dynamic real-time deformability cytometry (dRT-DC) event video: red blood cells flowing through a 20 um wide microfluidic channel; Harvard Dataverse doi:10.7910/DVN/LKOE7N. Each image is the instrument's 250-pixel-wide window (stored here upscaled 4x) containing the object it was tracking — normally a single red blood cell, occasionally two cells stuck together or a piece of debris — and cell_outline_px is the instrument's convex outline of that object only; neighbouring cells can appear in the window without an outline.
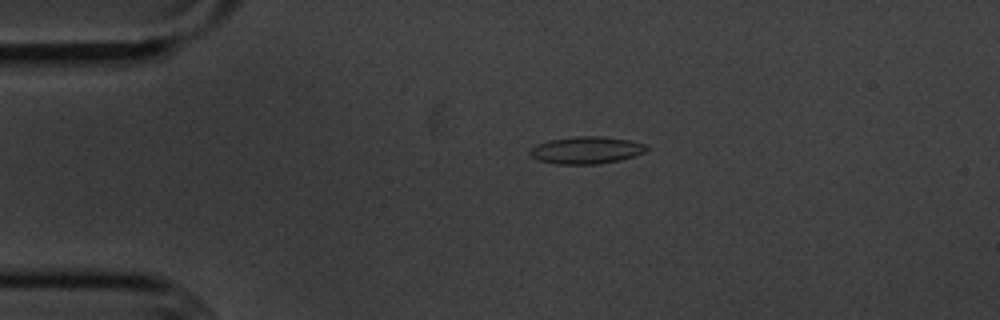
{"species": "common noctule bat (a hibernating species)", "species_latin": "Nyctalus noctula", "temperature_condition": "cold", "stored_images_in_passage": 45, "camera_frame_rate_fps": 3000, "um_per_image_px": 0.085, "animal": {"sex": "male", "body_mass_g": 20.1, "forearm_length_mm": 53.5}, "frame": {"image": 1, "passage_image": 2, "time_ms": 0.333, "image_size_px": [1000, 320], "cell_outline_px": [[648, 148], [644, 152], [636, 156], [620, 160], [600, 164], [556, 164], [536, 160], [528, 152], [536, 144], [548, 140], [576, 136], [604, 136], [628, 140], [644, 144]], "centroid_in_image_um": [49.82, 12.77], "position_along_channel_um": 35.2, "area_um2": 18.61}}
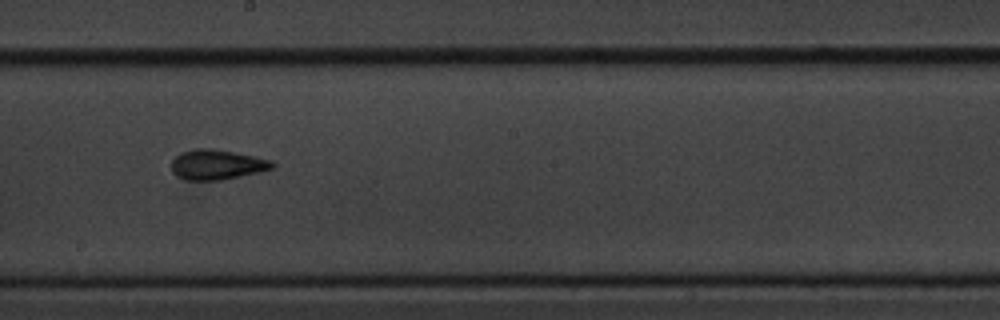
{"frame": {"image": 2, "passage_image": 21, "time_ms": 6.667, "image_size_px": [1000, 320], "cell_outline_px": [[276, 164], [272, 168], [260, 172], [220, 180], [184, 180], [176, 176], [172, 172], [172, 160], [180, 152], [196, 148], [212, 148], [272, 160]], "centroid_in_image_um": [18.41, 13.99], "position_along_channel_um": 229.8, "area_um2": 17.63}}
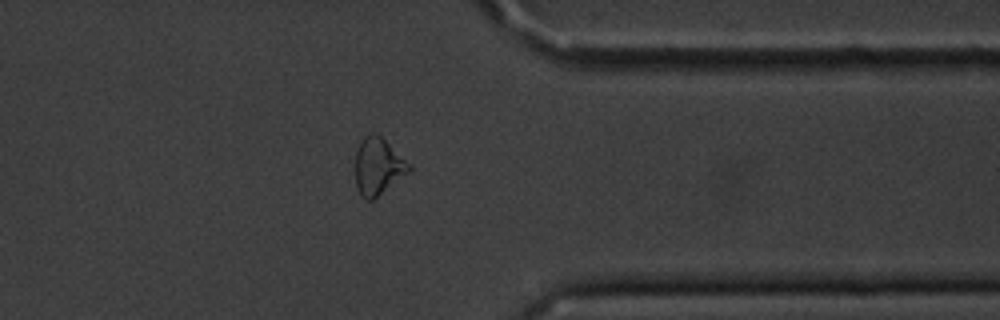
{"frame": {"image": 3, "passage_image": 34, "time_ms": 11.0, "image_size_px": [1000, 320], "cell_outline_px": [[412, 168], [408, 172], [372, 200], [368, 200], [360, 192], [356, 184], [356, 152], [364, 136], [372, 132], [380, 136], [412, 164]], "centroid_in_image_um": [32.15, 14.11], "position_along_channel_um": 379.2, "area_um2": 17.34}, "authors_computed_cell_mechanics": {"area_um2": 17.5712, "velocity_mm_per_s": 3.6293, "shape_relaxation_time_tau1_ms": 5.5018, "shape_relaxation_time_tau2_ms": 2.8178, "deformation_change_tau1": 0.154, "deformation_change_tau2": 0.1039}}